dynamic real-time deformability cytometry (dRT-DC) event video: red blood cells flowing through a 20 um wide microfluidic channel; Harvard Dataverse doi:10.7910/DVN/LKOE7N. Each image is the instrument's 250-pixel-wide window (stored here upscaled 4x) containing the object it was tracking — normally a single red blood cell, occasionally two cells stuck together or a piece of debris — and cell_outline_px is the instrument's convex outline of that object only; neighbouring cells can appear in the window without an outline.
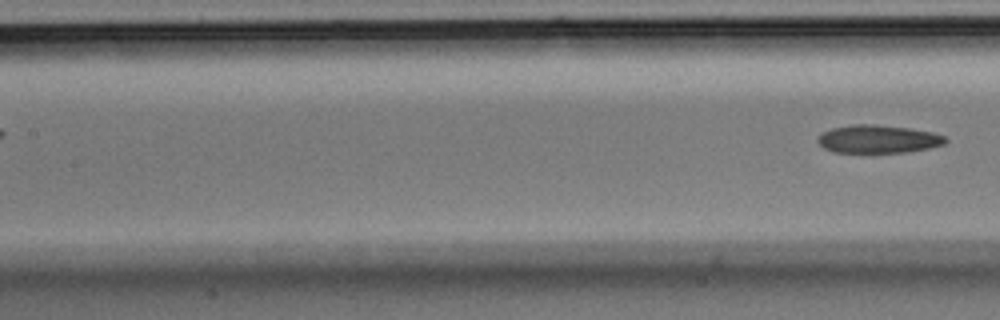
{"species": "Egyptian fruit bat (a non-hibernating species)", "species_latin": "Rousettus aegyptiacus", "temperature_condition": "room temperature", "stored_images_in_passage": 6, "segment_of_instrument_passage": [2, 2], "camera_frame_rate_fps": 3000, "um_per_image_px": 0.085, "animal": {"sex": "male"}, "frame": {"image": 1, "passage_image": 6, "time_ms": 1.667, "image_size_px": [1000, 320], "cell_outline_px": [[948, 140], [944, 144], [928, 148], [904, 152], [864, 156], [832, 152], [824, 148], [816, 140], [824, 132], [832, 128], [852, 124], [876, 124], [908, 128], [932, 132], [944, 136]], "centroid_in_image_um": [74.58, 11.87], "position_along_channel_um": 132.8, "area_um2": 21.73}}